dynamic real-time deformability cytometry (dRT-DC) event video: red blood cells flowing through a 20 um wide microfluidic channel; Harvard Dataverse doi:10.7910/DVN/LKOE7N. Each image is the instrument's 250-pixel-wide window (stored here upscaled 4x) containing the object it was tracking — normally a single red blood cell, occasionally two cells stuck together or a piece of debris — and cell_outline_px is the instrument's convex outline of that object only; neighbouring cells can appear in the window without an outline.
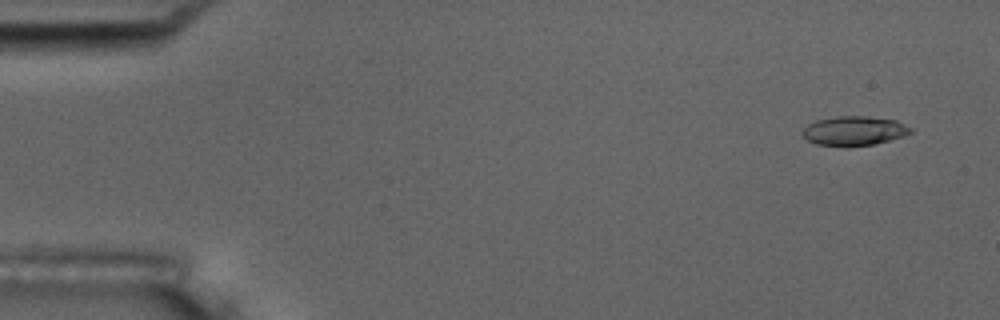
{"species": "common noctule bat (a hibernating species)", "species_latin": "Nyctalus noctula", "temperature_condition": "room temperature", "stored_images_in_passage": 5, "camera_frame_rate_fps": 3000, "um_per_image_px": 0.085, "animal": {"sex": "male", "body_mass_g": 17.5, "forearm_length_mm": 52.3}, "frame": {"image": 1, "passage_image": 1, "time_ms": 0.0, "image_size_px": [1000, 320], "cell_outline_px": [[912, 132], [904, 136], [872, 144], [848, 148], [816, 144], [808, 140], [804, 136], [804, 128], [808, 124], [816, 120], [836, 116], [868, 116], [896, 120], [912, 128]], "centroid_in_image_um": [72.6, 11.13], "position_along_channel_um": 12.4, "area_um2": 18.61}}
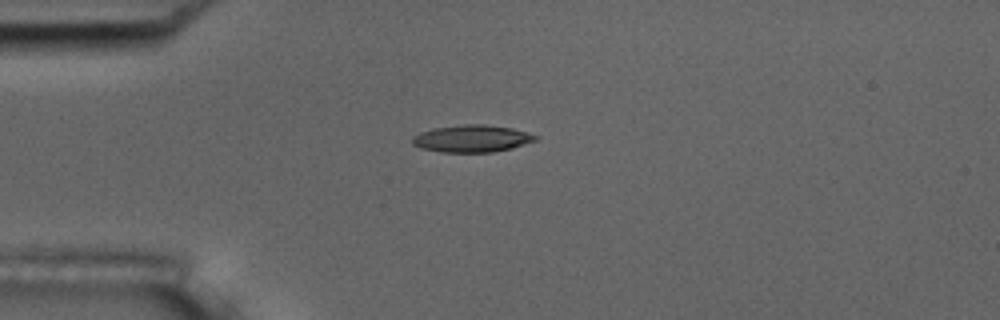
{"frame": {"image": 2, "passage_image": 4, "time_ms": 1.0, "image_size_px": [1000, 320], "cell_outline_px": [[540, 136], [536, 140], [512, 148], [492, 152], [440, 152], [420, 148], [412, 144], [412, 136], [420, 132], [432, 128], [464, 124], [484, 124], [512, 128]], "centroid_in_image_um": [40.08, 11.77], "position_along_channel_um": 44.9, "area_um2": 19.59}}